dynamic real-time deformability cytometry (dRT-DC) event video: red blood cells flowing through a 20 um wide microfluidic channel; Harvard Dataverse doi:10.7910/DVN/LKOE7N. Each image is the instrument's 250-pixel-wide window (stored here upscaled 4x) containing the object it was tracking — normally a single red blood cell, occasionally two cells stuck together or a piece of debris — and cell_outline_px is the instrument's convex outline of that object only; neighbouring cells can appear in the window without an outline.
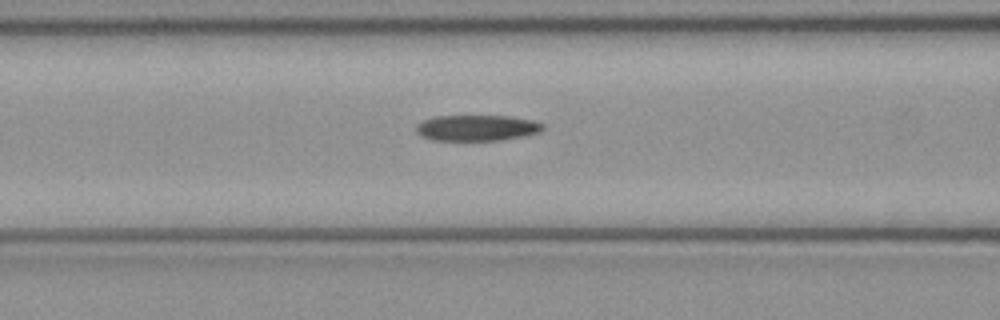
{"species": "common noctule bat (a hibernating species)", "species_latin": "Nyctalus noctula", "temperature_condition": "cold", "stored_images_in_passage": 37, "camera_frame_rate_fps": 3000, "um_per_image_px": 0.085, "animal": {"sex": "female", "body_mass_g": 21.9}, "frame": {"image": 1, "passage_image": 7, "time_ms": 2.0, "image_size_px": [1000, 320], "cell_outline_px": [[544, 128], [540, 132], [524, 136], [500, 140], [432, 140], [420, 136], [416, 132], [416, 124], [424, 120], [436, 116], [512, 116], [532, 120], [544, 124]], "centroid_in_image_um": [40.53, 10.87], "position_along_channel_um": 126.1, "area_um2": 19.19}}
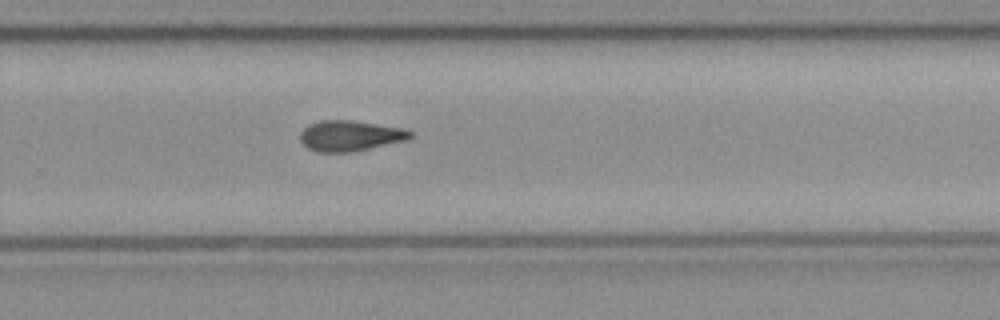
{"frame": {"image": 2, "passage_image": 20, "time_ms": 6.333, "image_size_px": [1000, 320], "cell_outline_px": [[412, 136], [408, 140], [352, 152], [316, 152], [308, 148], [300, 140], [300, 132], [308, 124], [320, 120], [352, 120], [404, 128], [412, 132]], "centroid_in_image_um": [29.75, 11.54], "position_along_channel_um": 300.0, "area_um2": 19.77}}
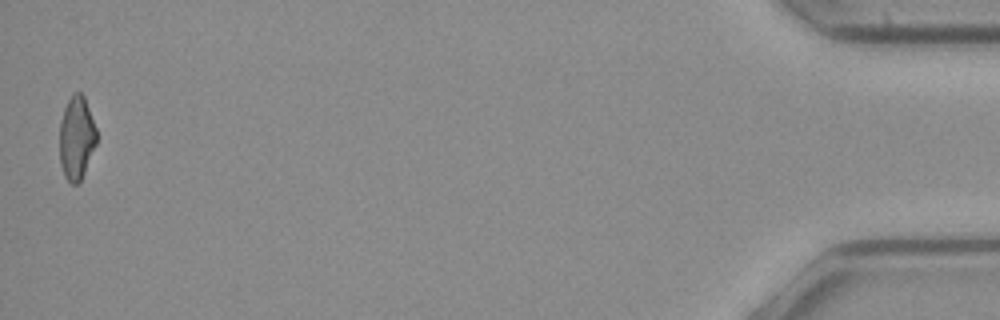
{"frame": {"image": 3, "passage_image": 37, "time_ms": 12.0, "image_size_px": [1000, 320], "cell_outline_px": [[96, 144], [84, 172], [80, 180], [76, 184], [72, 184], [64, 176], [60, 164], [60, 120], [64, 108], [68, 100], [76, 92], [80, 92], [84, 96], [96, 128]], "centroid_in_image_um": [6.49, 11.72], "position_along_channel_um": 428.7, "area_um2": 17.74}}